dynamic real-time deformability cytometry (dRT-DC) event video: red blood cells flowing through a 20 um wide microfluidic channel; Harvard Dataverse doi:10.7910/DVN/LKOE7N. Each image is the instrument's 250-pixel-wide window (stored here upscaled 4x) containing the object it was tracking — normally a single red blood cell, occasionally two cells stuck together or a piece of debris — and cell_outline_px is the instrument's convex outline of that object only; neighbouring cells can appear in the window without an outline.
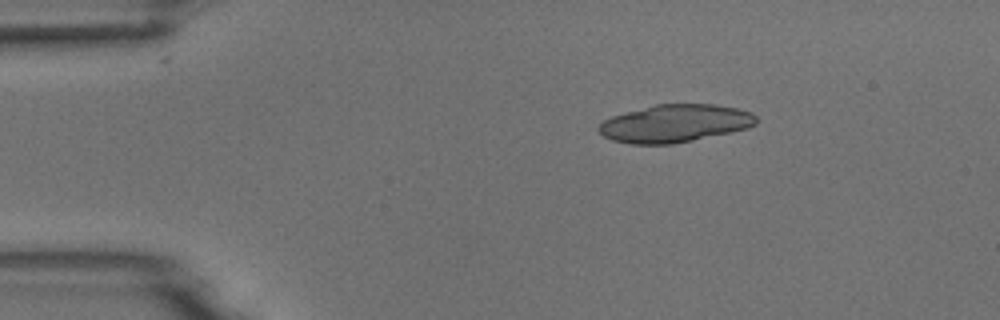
{"species": "common noctule bat (a hibernating species)", "species_latin": "Nyctalus noctula", "temperature_condition": "room temperature", "stored_images_in_passage": 4, "segment_of_instrument_passage": [1, 2], "camera_frame_rate_fps": 3000, "um_per_image_px": 0.085, "animal": {"sex": "male", "body_mass_g": 18.8}, "frame": {"image": 1, "passage_image": 2, "time_ms": 2.0, "image_size_px": [1000, 320], "cell_outline_px": [[756, 124], [748, 128], [732, 132], [672, 144], [632, 144], [612, 140], [604, 136], [596, 128], [604, 120], [612, 116], [656, 104], [716, 104], [736, 108], [752, 112], [756, 116]], "centroid_in_image_um": [57.38, 10.49], "position_along_channel_um": 27.6, "area_um2": 34.51}}